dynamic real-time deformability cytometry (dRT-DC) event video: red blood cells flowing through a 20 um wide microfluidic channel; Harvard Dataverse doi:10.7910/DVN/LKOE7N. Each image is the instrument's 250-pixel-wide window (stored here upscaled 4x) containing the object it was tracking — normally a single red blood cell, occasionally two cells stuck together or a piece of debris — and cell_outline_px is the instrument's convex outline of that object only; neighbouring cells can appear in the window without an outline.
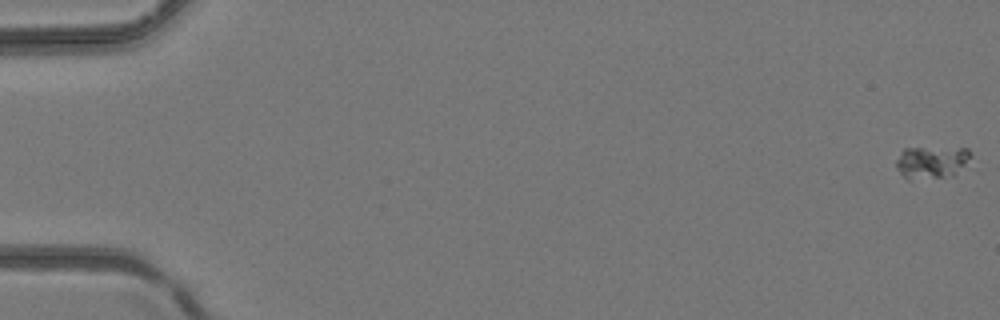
{"species": "common noctule bat (a hibernating species)", "species_latin": "Nyctalus noctula", "temperature_condition": "room temperature", "stored_images_in_passage": 44, "camera_frame_rate_fps": 3000, "um_per_image_px": 0.085, "animal": {"sex": "female", "body_mass_g": 24.6, "forearm_length_mm": 56.2}, "frame": {"image": 1, "passage_image": 1, "time_ms": 0.0, "image_size_px": [1000, 320], "cell_outline_px": [[976, 168], [956, 176], [908, 180], [896, 168], [896, 160], [900, 152], [904, 148], [968, 148], [972, 152]], "centroid_in_image_um": [79.42, 13.82], "position_along_channel_um": 5.6, "area_um2": 15.43}}
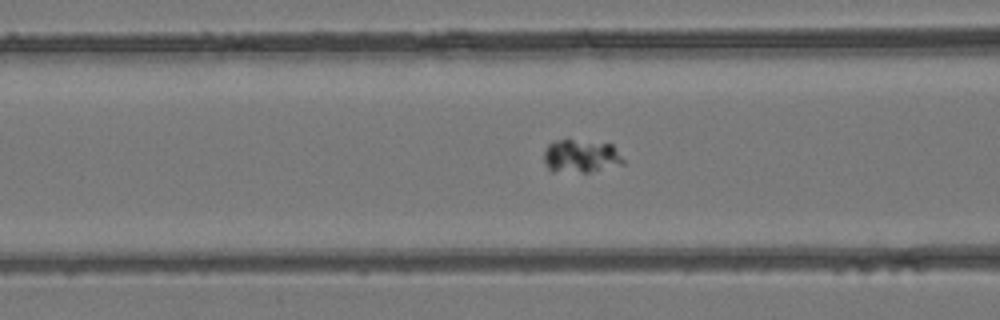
{"frame": {"image": 2, "passage_image": 19, "time_ms": 6.0, "image_size_px": [1000, 320], "cell_outline_px": [[624, 164], [588, 172], [552, 172], [544, 164], [544, 152], [548, 144], [552, 140], [568, 136], [612, 144], [624, 160]], "centroid_in_image_um": [49.32, 13.21], "position_along_channel_um": 117.3, "area_um2": 16.13}}
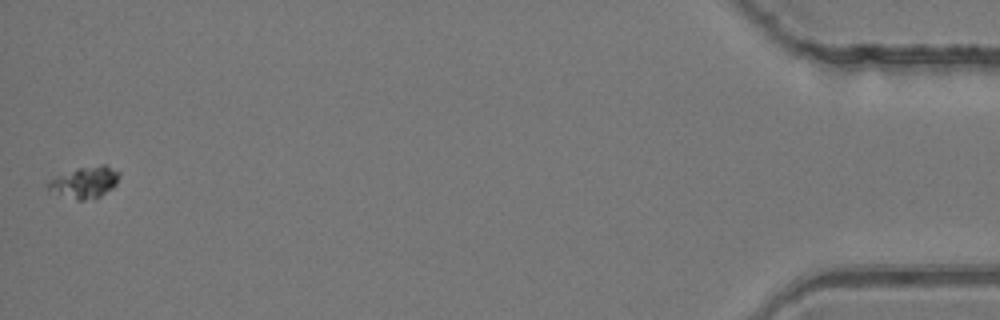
{"frame": {"image": 3, "passage_image": 44, "time_ms": 14.333, "image_size_px": [1000, 320], "cell_outline_px": [[120, 176], [116, 184], [112, 188], [100, 196], [84, 200], [76, 200], [48, 192], [48, 184], [56, 176], [76, 168], [100, 164], [104, 164], [120, 172]], "centroid_in_image_um": [7.2, 15.49], "position_along_channel_um": 428.0, "area_um2": 13.12}}